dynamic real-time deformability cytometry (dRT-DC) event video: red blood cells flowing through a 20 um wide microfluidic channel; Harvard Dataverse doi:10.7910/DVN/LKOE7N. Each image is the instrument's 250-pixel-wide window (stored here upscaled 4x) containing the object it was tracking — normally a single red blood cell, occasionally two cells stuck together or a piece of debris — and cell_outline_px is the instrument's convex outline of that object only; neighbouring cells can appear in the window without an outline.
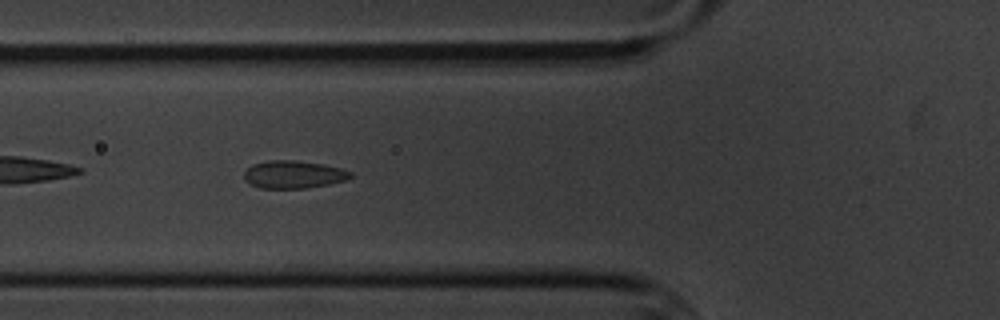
{"species": "common noctule bat (a hibernating species)", "species_latin": "Nyctalus noctula", "temperature_condition": "cold", "stored_images_in_passage": 7, "camera_frame_rate_fps": 3000, "um_per_image_px": 0.085, "animal": {"sex": "male", "body_mass_g": 20.1, "forearm_length_mm": 53.5}, "frame": {"image": 1, "passage_image": 5, "time_ms": 4.667, "image_size_px": [1000, 320], "cell_outline_px": [[352, 176], [348, 180], [328, 184], [304, 188], [260, 188], [244, 180], [244, 172], [252, 164], [268, 160], [296, 160], [324, 164], [340, 168], [352, 172]], "centroid_in_image_um": [24.96, 14.82], "position_along_channel_um": 100.8, "area_um2": 17.22}}
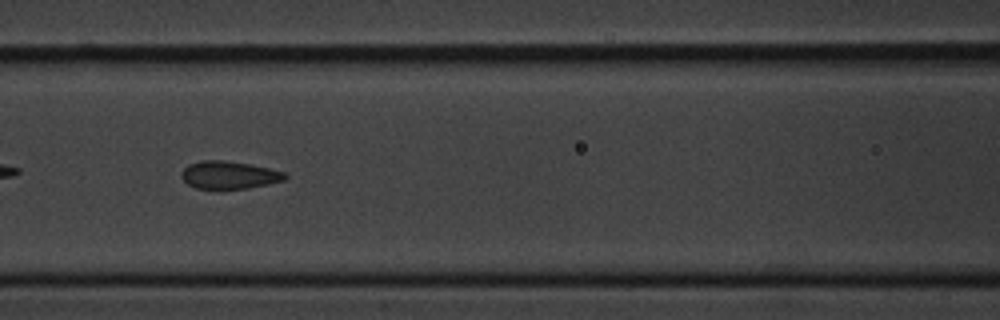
{"frame": {"image": 2, "passage_image": 6, "time_ms": 6.0, "image_size_px": [1000, 320], "cell_outline_px": [[288, 176], [284, 180], [268, 184], [248, 188], [220, 192], [196, 188], [188, 184], [180, 176], [180, 172], [188, 164], [200, 160], [224, 160], [248, 164], [268, 168], [284, 172]], "centroid_in_image_um": [19.41, 14.91], "position_along_channel_um": 147.2, "area_um2": 17.34}}
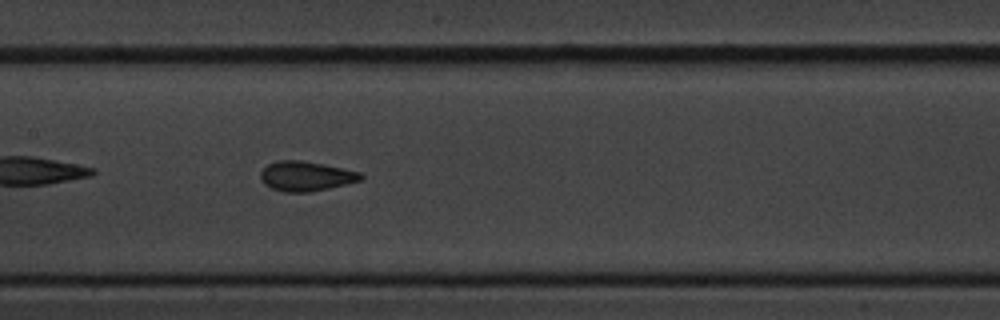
{"frame": {"image": 3, "passage_image": 7, "time_ms": 7.0, "image_size_px": [1000, 320], "cell_outline_px": [[364, 176], [360, 180], [312, 192], [284, 192], [272, 188], [264, 184], [260, 180], [260, 172], [268, 164], [280, 160], [300, 160], [324, 164], [360, 172]], "centroid_in_image_um": [25.97, 14.97], "position_along_channel_um": 181.4, "area_um2": 17.28}}